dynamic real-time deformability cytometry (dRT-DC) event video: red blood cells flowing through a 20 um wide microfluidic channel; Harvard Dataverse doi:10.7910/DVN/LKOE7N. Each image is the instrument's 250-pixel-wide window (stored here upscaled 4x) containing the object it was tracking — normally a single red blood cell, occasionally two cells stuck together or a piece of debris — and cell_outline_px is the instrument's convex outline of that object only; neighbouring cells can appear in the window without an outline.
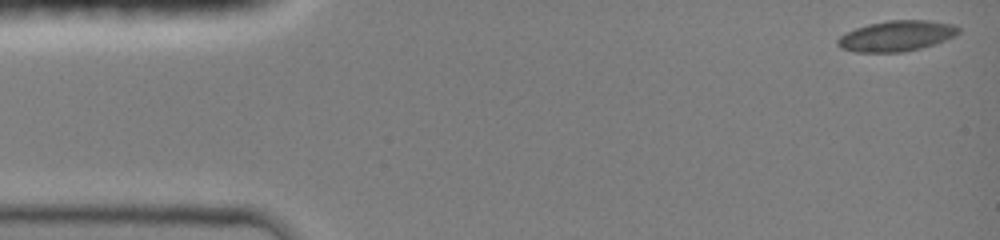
{"species": "common noctule bat (a hibernating species)", "species_latin": "Nyctalus noctula", "temperature_condition": "room temperature", "stored_images_in_passage": 34, "camera_frame_rate_fps": 3000, "um_per_image_px": 0.085, "animal": {"sex": "female", "body_mass_g": 19.0, "forearm_length_mm": 51.5}, "frame": {"image": 1, "passage_image": 1, "time_ms": 0.0, "image_size_px": [1000, 240], "cell_outline_px": [[960, 32], [956, 36], [920, 48], [904, 52], [856, 52], [840, 48], [836, 44], [836, 40], [840, 36], [856, 28], [868, 24], [888, 20], [928, 20], [956, 24], [960, 28]], "centroid_in_image_um": [76.22, 3.05], "position_along_channel_um": 8.8, "area_um2": 21.62}}
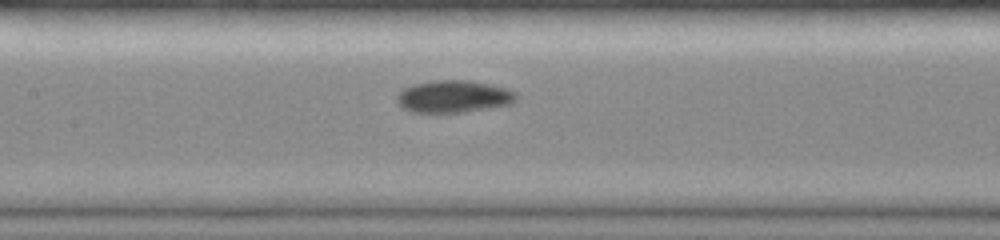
{"frame": {"image": 2, "passage_image": 20, "time_ms": 6.667, "image_size_px": [1000, 240], "cell_outline_px": [[516, 100], [508, 104], [460, 112], [416, 112], [404, 108], [396, 100], [396, 96], [404, 88], [412, 84], [432, 80], [472, 80], [492, 84], [508, 88], [516, 92]], "centroid_in_image_um": [38.56, 8.17], "position_along_channel_um": 168.8, "area_um2": 22.25}}
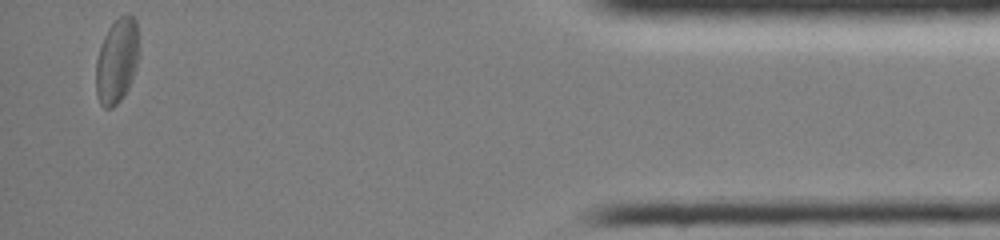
{"frame": {"image": 3, "passage_image": 34, "time_ms": 14.333, "image_size_px": [1000, 240], "cell_outline_px": [[140, 56], [136, 68], [128, 88], [124, 96], [112, 108], [104, 108], [100, 104], [96, 92], [96, 60], [100, 44], [108, 28], [120, 16], [132, 16], [136, 20], [140, 52]], "centroid_in_image_um": [9.94, 5.18], "position_along_channel_um": 425.3, "area_um2": 21.5}, "authors_computed_cell_mechanics": {"area_um2": 21.1837, "velocity_mm_per_s": 4.0929, "shape_relaxation_time_tau1_ms": null, "shape_relaxation_time_tau2_ms": 3.1421, "deformation_change_tau1": null, "deformation_change_tau2": 0.0627}}